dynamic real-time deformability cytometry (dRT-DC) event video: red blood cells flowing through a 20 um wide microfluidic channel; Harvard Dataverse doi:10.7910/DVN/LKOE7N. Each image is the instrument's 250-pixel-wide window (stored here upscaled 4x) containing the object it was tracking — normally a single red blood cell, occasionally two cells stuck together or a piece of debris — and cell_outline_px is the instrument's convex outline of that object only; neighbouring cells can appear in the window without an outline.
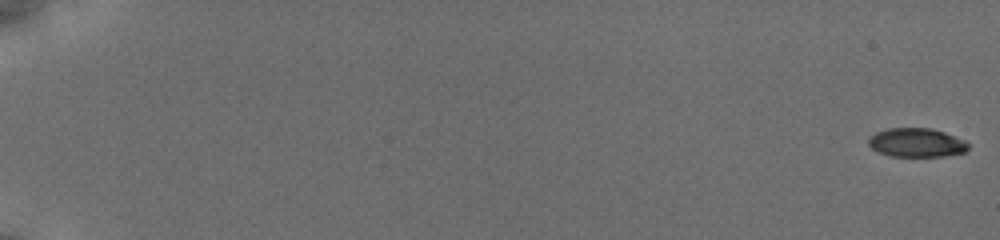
{"species": "common noctule bat (a hibernating species)", "species_latin": "Nyctalus noctula", "temperature_condition": "cold", "stored_images_in_passage": 57, "camera_frame_rate_fps": 3000, "um_per_image_px": 0.085, "animal": {"sex": "female", "body_mass_g": 19.5, "forearm_length_mm": 54.1}, "frame": {"image": 1, "passage_image": 1, "time_ms": 0.0, "image_size_px": [1000, 240], "cell_outline_px": [[968, 148], [964, 152], [944, 156], [888, 156], [872, 148], [868, 144], [868, 140], [876, 132], [888, 128], [928, 128], [944, 132], [964, 140], [968, 144]], "centroid_in_image_um": [77.89, 12.12], "position_along_channel_um": 7.1, "area_um2": 16.59}}
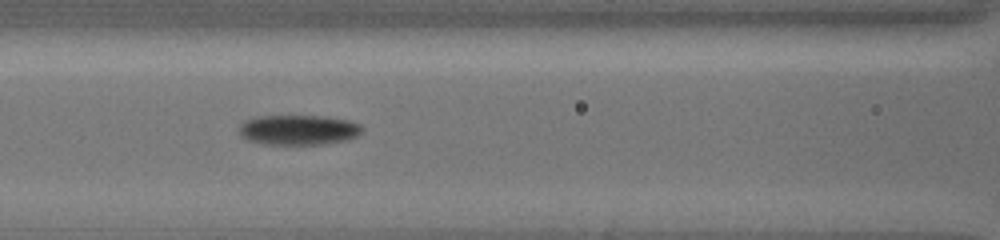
{"frame": {"image": 2, "passage_image": 28, "time_ms": 9.0, "image_size_px": [1000, 240], "cell_outline_px": [[364, 128], [356, 136], [348, 140], [320, 144], [264, 144], [248, 140], [240, 136], [240, 124], [244, 120], [256, 116], [324, 116], [348, 120], [360, 124]], "centroid_in_image_um": [25.36, 11.03], "position_along_channel_um": 141.2, "area_um2": 21.56}}
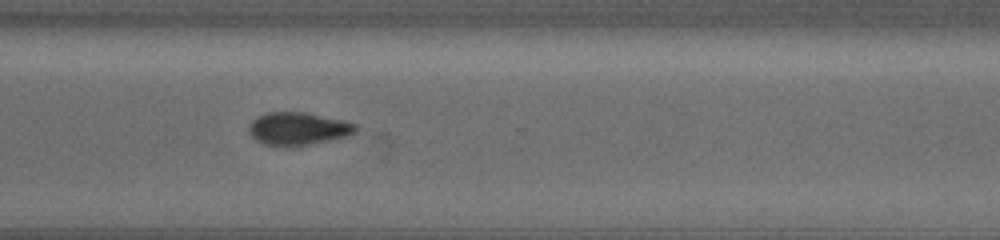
{"frame": {"image": 3, "passage_image": 44, "time_ms": 14.333, "image_size_px": [1000, 240], "cell_outline_px": [[356, 132], [348, 136], [308, 144], [264, 144], [256, 140], [248, 132], [248, 128], [252, 120], [264, 112], [304, 112], [344, 120], [356, 124]], "centroid_in_image_um": [25.33, 10.9], "position_along_channel_um": 345.3, "area_um2": 19.94}, "authors_computed_cell_mechanics": {"area_um2": 19.4786, "velocity_mm_per_s": 3.841, "shape_relaxation_time_tau1_ms": 3.3036, "shape_relaxation_time_tau2_ms": null, "deformation_change_tau1": 0.1155, "deformation_change_tau2": null}}